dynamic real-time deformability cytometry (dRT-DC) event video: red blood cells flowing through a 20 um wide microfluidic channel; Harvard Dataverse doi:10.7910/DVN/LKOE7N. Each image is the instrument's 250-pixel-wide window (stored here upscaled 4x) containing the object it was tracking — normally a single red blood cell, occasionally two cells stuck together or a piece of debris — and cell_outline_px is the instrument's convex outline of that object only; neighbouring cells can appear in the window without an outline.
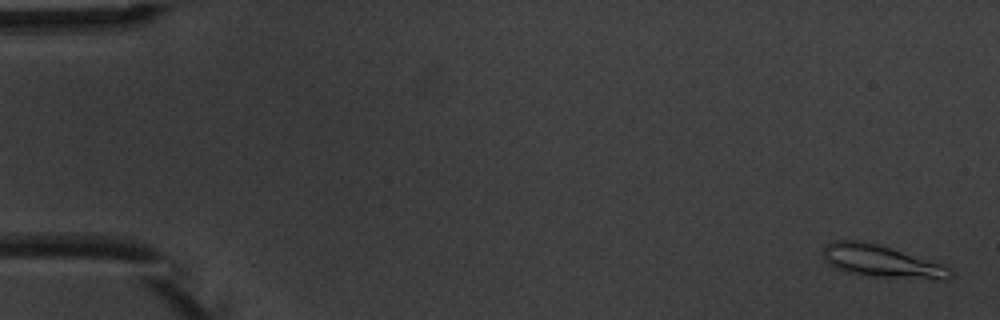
{"species": "common noctule bat (a hibernating species)", "species_latin": "Nyctalus noctula", "temperature_condition": "warm", "stored_images_in_passage": 5, "camera_frame_rate_fps": 3000, "um_per_image_px": 0.085, "animal": {"sex": "male", "body_mass_g": 20.1, "forearm_length_mm": 53.5}, "frame": {"image": 1, "passage_image": 1, "time_ms": 0.0, "image_size_px": [1000, 320], "cell_outline_px": [[952, 276], [948, 280], [936, 280], [868, 276], [848, 272], [836, 268], [828, 264], [824, 260], [820, 252], [824, 244], [836, 240], [860, 240], [876, 244], [940, 264], [952, 268]], "centroid_in_image_um": [74.87, 22.22], "position_along_channel_um": 10.1, "area_um2": 23.99}}